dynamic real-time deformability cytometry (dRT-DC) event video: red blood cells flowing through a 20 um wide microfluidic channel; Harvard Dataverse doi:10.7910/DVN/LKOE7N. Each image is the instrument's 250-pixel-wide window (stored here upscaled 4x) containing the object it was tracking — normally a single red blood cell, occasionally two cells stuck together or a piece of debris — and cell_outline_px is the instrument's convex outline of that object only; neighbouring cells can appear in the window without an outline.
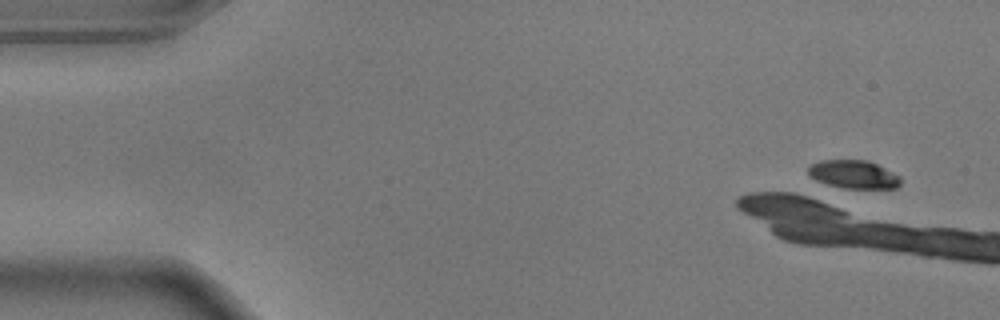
{"species": "common noctule bat (a hibernating species)", "species_latin": "Nyctalus noctula", "temperature_condition": "warm", "stored_images_in_passage": 3, "camera_frame_rate_fps": 3000, "um_per_image_px": 0.085, "animal": {"sex": "male", "body_mass_g": 17.9}, "frame": {"image": 1, "passage_image": 1, "time_ms": 0.0, "image_size_px": [1000, 320], "cell_outline_px": [[900, 184], [896, 188], [844, 188], [828, 184], [816, 180], [808, 172], [808, 168], [812, 164], [820, 160], [868, 160], [900, 176]], "centroid_in_image_um": [72.56, 14.82], "position_along_channel_um": 12.4, "area_um2": 14.97}}